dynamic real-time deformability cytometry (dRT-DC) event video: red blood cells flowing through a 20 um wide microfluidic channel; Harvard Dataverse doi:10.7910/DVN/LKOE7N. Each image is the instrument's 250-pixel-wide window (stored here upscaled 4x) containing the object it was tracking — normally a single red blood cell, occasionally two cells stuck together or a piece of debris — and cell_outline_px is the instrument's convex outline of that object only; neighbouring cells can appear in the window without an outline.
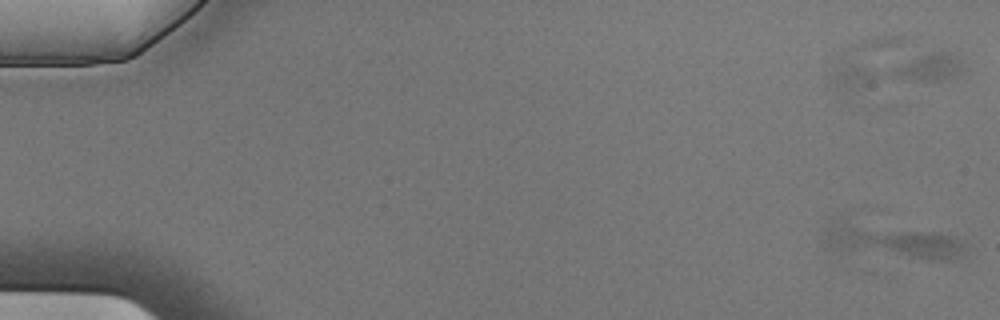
{"species": "Egyptian fruit bat (a non-hibernating species)", "species_latin": "Rousettus aegyptiacus", "temperature_condition": "cold", "stored_images_in_passage": 3, "camera_frame_rate_fps": 3000, "um_per_image_px": 0.085, "animal": {"sex": "male"}, "frame": {"image": 1, "passage_image": 3, "time_ms": 0.667, "image_size_px": [1000, 320], "cell_outline_px": [[964, 256], [952, 260], [928, 260], [840, 252], [832, 248], [824, 240], [828, 228], [832, 224], [932, 232], [952, 236], [964, 240]], "centroid_in_image_um": [76.02, 20.64], "position_along_channel_um": 9.0, "area_um2": 26.3}}